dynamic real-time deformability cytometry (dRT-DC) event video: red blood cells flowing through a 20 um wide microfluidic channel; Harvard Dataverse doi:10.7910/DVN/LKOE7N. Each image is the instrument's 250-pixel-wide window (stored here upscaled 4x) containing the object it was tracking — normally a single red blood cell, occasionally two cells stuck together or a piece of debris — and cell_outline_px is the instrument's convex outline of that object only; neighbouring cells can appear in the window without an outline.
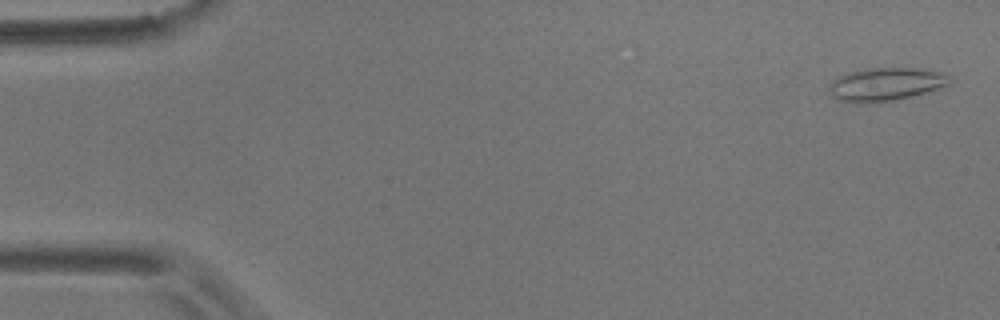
{"species": "common noctule bat (a hibernating species)", "species_latin": "Nyctalus noctula", "temperature_condition": "room temperature", "stored_images_in_passage": 11, "camera_frame_rate_fps": 3000, "um_per_image_px": 0.085, "animal": {"sex": "male", "body_mass_g": 17.9}, "frame": {"image": 1, "passage_image": 1, "time_ms": 0.0, "image_size_px": [1000, 320], "cell_outline_px": [[948, 84], [912, 96], [896, 100], [868, 104], [840, 100], [832, 96], [828, 88], [832, 80], [840, 76], [852, 72], [868, 68], [920, 68], [940, 72], [944, 76]], "centroid_in_image_um": [75.2, 7.17], "position_along_channel_um": 9.8, "area_um2": 22.77}}